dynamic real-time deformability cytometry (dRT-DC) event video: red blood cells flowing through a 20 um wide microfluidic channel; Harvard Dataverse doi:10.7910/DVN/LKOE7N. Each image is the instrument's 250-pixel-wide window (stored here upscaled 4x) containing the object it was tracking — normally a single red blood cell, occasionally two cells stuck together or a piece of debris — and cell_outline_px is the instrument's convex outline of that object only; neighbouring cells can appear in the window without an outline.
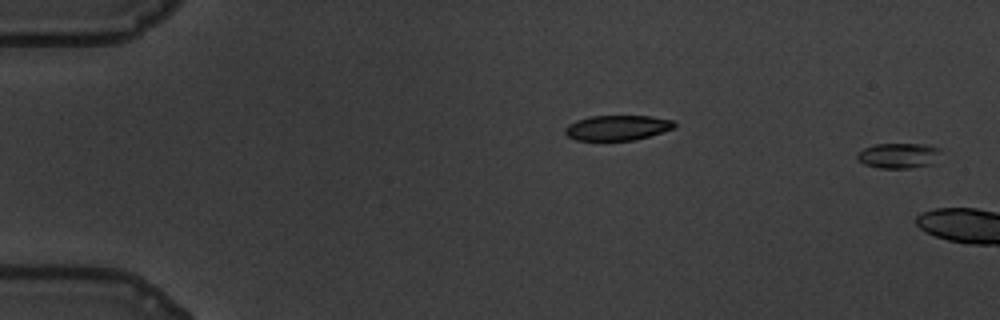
{"species": "common noctule bat (a hibernating species)", "species_latin": "Nyctalus noctula", "temperature_condition": "warm", "stored_images_in_passage": 6, "camera_frame_rate_fps": 3000, "um_per_image_px": 0.085, "animal": {"sex": "male", "body_mass_g": 19.5, "forearm_length_mm": 54.6}, "frame": {"image": 1, "passage_image": 2, "time_ms": 0.333, "image_size_px": [1000, 320], "cell_outline_px": [[940, 148], [932, 164], [908, 168], [880, 168], [864, 164], [856, 156], [864, 148], [876, 144], [924, 144]], "centroid_in_image_um": [76.35, 13.22], "position_along_channel_um": 8.6, "area_um2": 11.96}}